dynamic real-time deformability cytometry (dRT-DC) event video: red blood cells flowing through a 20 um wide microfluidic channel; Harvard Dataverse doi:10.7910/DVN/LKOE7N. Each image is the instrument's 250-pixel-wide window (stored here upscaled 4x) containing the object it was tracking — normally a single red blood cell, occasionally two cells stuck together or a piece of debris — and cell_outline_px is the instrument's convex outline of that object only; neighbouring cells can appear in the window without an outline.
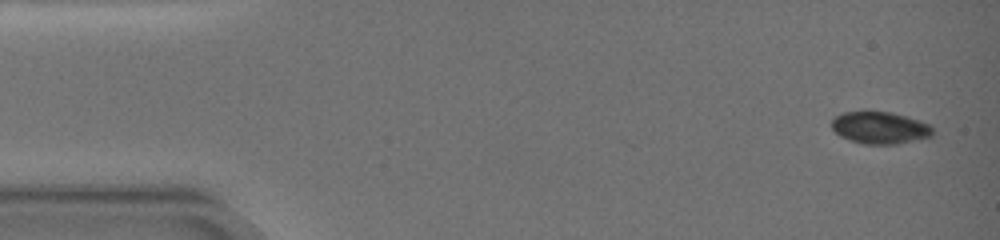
{"species": "common noctule bat (a hibernating species)", "species_latin": "Nyctalus noctula", "temperature_condition": "warm", "stored_images_in_passage": 3, "camera_frame_rate_fps": 3000, "um_per_image_px": 0.085, "animal": {"sex": "female", "body_mass_g": 19.0, "forearm_length_mm": 51.5}, "frame": {"image": 1, "passage_image": 1, "time_ms": 0.0, "image_size_px": [1000, 240], "cell_outline_px": [[932, 136], [896, 144], [864, 144], [840, 136], [832, 128], [832, 120], [836, 116], [844, 112], [864, 108], [892, 112], [928, 124], [932, 128]], "centroid_in_image_um": [74.73, 10.81], "position_along_channel_um": 10.3, "area_um2": 19.13}}